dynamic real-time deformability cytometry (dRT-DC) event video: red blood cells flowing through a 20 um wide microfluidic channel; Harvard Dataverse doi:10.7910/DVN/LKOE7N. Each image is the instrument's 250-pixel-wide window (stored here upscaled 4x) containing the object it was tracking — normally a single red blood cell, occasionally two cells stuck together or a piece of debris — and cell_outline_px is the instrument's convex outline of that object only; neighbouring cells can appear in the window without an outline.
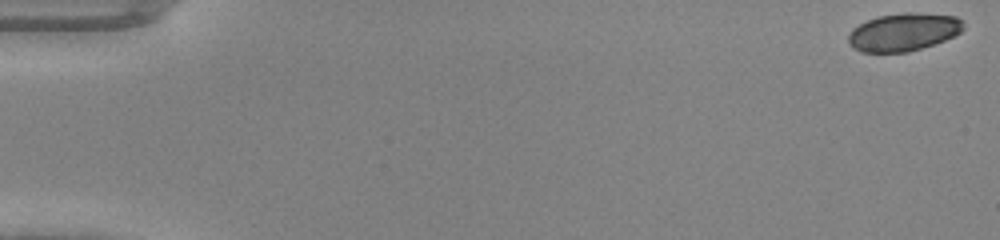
{"species": "common noctule bat (a hibernating species)", "species_latin": "Nyctalus noctula", "temperature_condition": "warm", "stored_images_in_passage": 48, "camera_frame_rate_fps": 3000, "um_per_image_px": 0.085, "animal": {"sex": "male", "body_mass_g": 20.0, "forearm_length_mm": 53.3}, "frame": {"image": 1, "passage_image": 1, "time_ms": 0.0, "image_size_px": [1000, 240], "cell_outline_px": [[964, 28], [960, 32], [944, 40], [908, 52], [860, 52], [852, 48], [848, 44], [848, 32], [852, 28], [868, 20], [880, 16], [904, 12], [916, 12], [956, 16], [964, 20]], "centroid_in_image_um": [76.78, 2.72], "position_along_channel_um": 8.2, "area_um2": 25.49}}
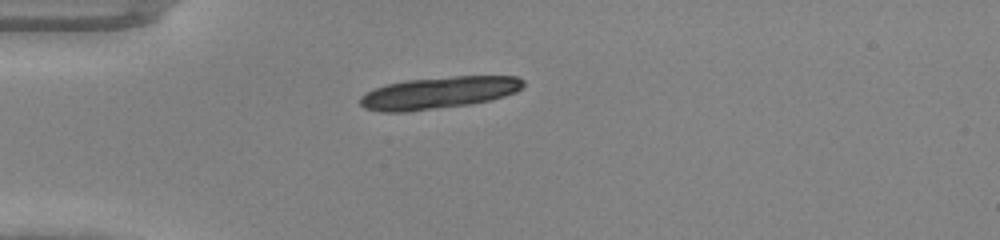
{"frame": {"image": 2, "passage_image": 14, "time_ms": 4.333, "image_size_px": [1000, 240], "cell_outline_px": [[524, 84], [516, 92], [504, 96], [472, 104], [404, 112], [380, 112], [364, 108], [360, 104], [360, 96], [376, 88], [388, 84], [404, 80], [452, 76], [516, 76], [524, 80]], "centroid_in_image_um": [37.28, 7.88], "position_along_channel_um": 47.7, "area_um2": 30.35}}
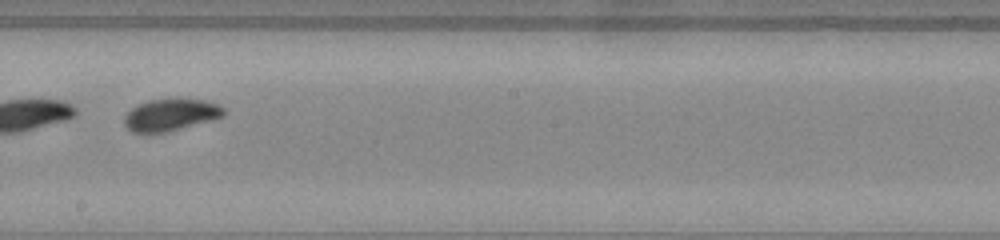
{"frame": {"image": 3, "passage_image": 29, "time_ms": 9.333, "image_size_px": [1000, 240], "cell_outline_px": [[224, 116], [212, 120], [164, 132], [132, 132], [124, 124], [124, 116], [132, 108], [148, 100], [180, 96], [208, 100], [224, 108]], "centroid_in_image_um": [14.54, 9.7], "position_along_channel_um": 233.7, "area_um2": 18.84}}